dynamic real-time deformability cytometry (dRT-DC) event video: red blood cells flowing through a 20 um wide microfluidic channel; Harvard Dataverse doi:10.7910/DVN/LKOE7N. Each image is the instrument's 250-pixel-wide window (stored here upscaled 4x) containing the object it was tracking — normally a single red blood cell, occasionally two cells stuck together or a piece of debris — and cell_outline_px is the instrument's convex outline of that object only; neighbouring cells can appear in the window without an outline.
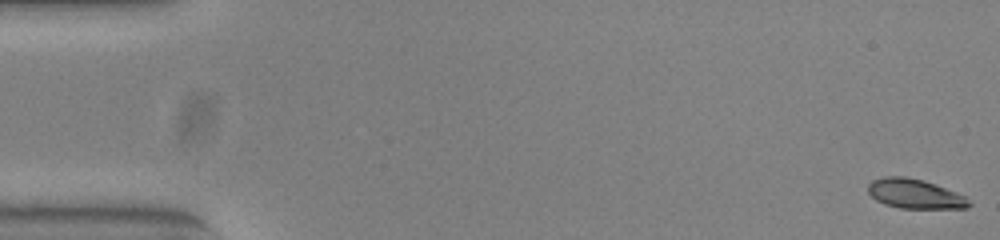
{"species": "common noctule bat (a hibernating species)", "species_latin": "Nyctalus noctula", "temperature_condition": "warm", "stored_images_in_passage": 53, "camera_frame_rate_fps": 3000, "um_per_image_px": 0.085, "animal": {"sex": "female", "body_mass_g": 23.0, "forearm_length_mm": 53.4}, "frame": {"image": 1, "passage_image": 1, "time_ms": 0.0, "image_size_px": [1000, 240], "cell_outline_px": [[972, 204], [968, 208], [900, 208], [884, 204], [876, 200], [868, 192], [868, 184], [872, 180], [884, 176], [904, 176], [924, 180], [956, 192], [964, 196]], "centroid_in_image_um": [77.74, 16.47], "position_along_channel_um": 7.3, "area_um2": 17.34}}
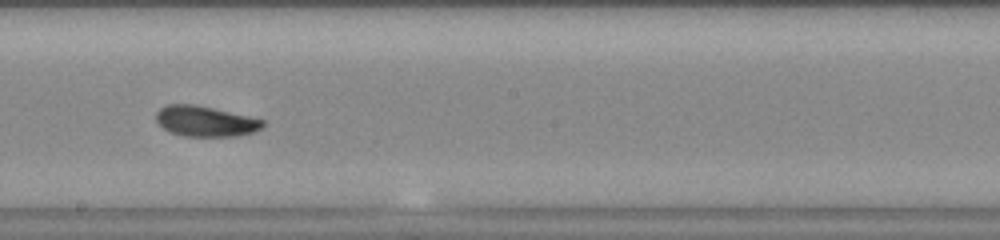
{"frame": {"image": 2, "passage_image": 30, "time_ms": 9.667, "image_size_px": [1000, 240], "cell_outline_px": [[264, 124], [260, 128], [252, 132], [236, 136], [184, 136], [168, 132], [156, 120], [156, 112], [160, 108], [168, 104], [192, 104], [212, 108], [248, 116], [264, 120]], "centroid_in_image_um": [17.42, 10.31], "position_along_channel_um": 230.8, "area_um2": 18.73}}
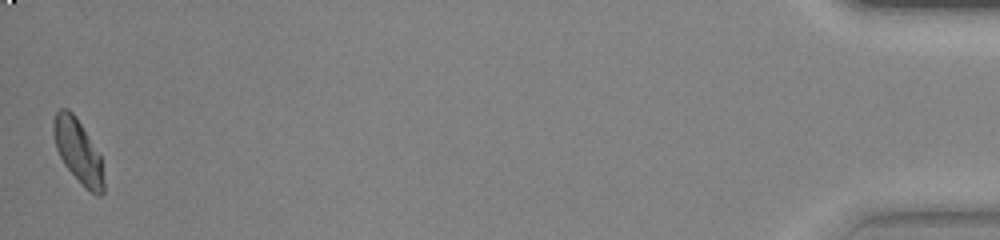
{"frame": {"image": 3, "passage_image": 53, "time_ms": 17.333, "image_size_px": [1000, 240], "cell_outline_px": [[104, 192], [100, 196], [96, 196], [84, 188], [64, 164], [56, 148], [52, 132], [52, 128], [56, 112], [60, 108], [68, 108], [76, 116], [100, 156], [104, 180]], "centroid_in_image_um": [6.63, 12.88], "position_along_channel_um": 428.6, "area_um2": 18.61}, "authors_computed_cell_mechanics": {"area_um2": 18.7272, "velocity_mm_per_s": 3.8552, "shape_relaxation_time_tau1_ms": 3.4004, "shape_relaxation_time_tau2_ms": 1.7903, "deformation_change_tau1": 0.1515, "deformation_change_tau2": 0.0669}}